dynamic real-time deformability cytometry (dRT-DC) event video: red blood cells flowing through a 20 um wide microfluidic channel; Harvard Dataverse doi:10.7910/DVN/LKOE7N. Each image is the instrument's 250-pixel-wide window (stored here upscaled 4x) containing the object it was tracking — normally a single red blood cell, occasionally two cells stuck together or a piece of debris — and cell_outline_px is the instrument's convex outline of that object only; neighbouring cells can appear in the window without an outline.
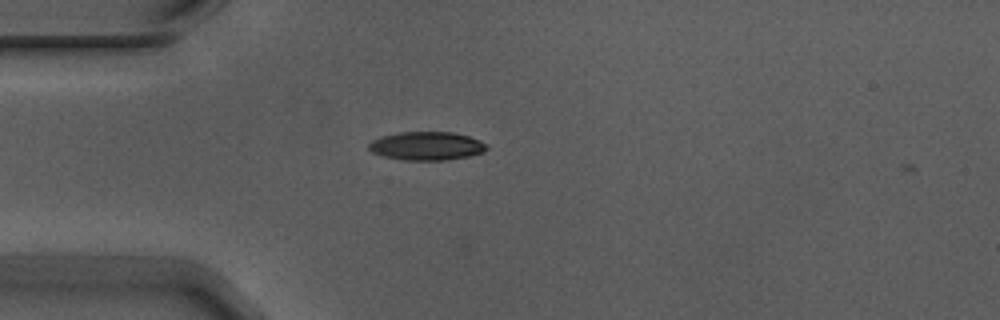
{"species": "Egyptian fruit bat (a non-hibernating species)", "species_latin": "Rousettus aegyptiacus", "temperature_condition": "warm", "stored_images_in_passage": 2, "camera_frame_rate_fps": 3000, "um_per_image_px": 0.085, "animal": {"sex": "male"}, "frame": {"image": 1, "passage_image": 1, "time_ms": 0.0, "image_size_px": [1000, 320], "cell_outline_px": [[488, 148], [484, 152], [468, 156], [448, 160], [404, 160], [384, 156], [372, 152], [368, 148], [368, 144], [372, 140], [380, 136], [400, 132], [452, 132], [468, 136], [480, 140], [488, 144]], "centroid_in_image_um": [36.28, 12.4], "position_along_channel_um": 48.7, "area_um2": 19.65}}